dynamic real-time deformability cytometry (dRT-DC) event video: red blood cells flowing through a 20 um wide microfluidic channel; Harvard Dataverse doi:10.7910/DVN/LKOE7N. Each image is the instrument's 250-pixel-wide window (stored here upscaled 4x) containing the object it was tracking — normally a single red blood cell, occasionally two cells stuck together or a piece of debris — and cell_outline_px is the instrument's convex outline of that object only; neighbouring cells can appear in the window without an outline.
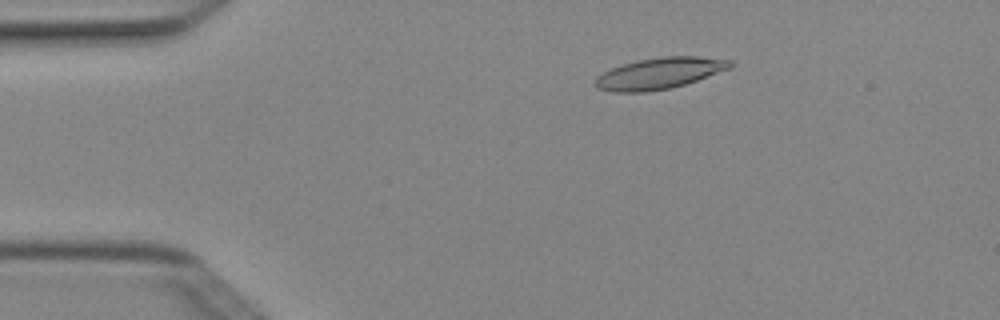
{"species": "Egyptian fruit bat (a non-hibernating species)", "species_latin": "Rousettus aegyptiacus", "temperature_condition": "cold", "stored_images_in_passage": 2, "camera_frame_rate_fps": 3000, "um_per_image_px": 0.085, "animal": {"sex": "female"}, "frame": {"image": 1, "passage_image": 1, "time_ms": 0.0, "image_size_px": [1000, 320], "cell_outline_px": [[732, 68], [684, 84], [668, 88], [644, 92], [612, 92], [596, 88], [596, 76], [612, 68], [636, 60], [660, 56], [696, 56], [732, 60]], "centroid_in_image_um": [56.05, 6.22], "position_along_channel_um": 28.9, "area_um2": 24.45}}